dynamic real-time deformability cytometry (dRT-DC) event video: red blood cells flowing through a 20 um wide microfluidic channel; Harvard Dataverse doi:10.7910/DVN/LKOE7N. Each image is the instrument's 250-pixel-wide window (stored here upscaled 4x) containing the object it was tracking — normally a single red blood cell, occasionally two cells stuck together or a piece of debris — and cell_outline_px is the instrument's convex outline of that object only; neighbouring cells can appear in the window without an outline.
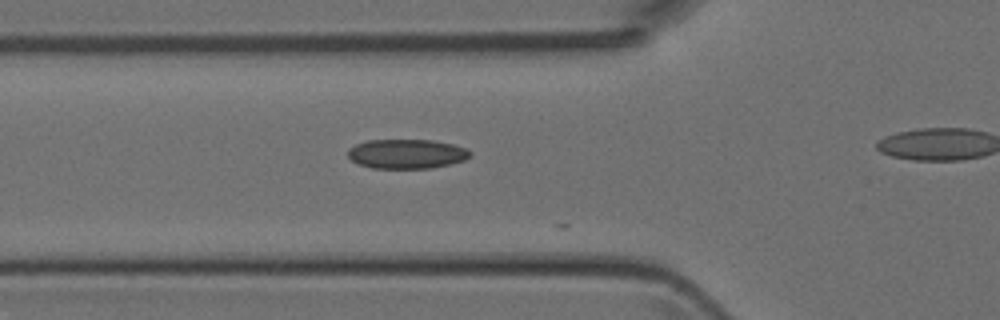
{"species": "Egyptian fruit bat (a non-hibernating species)", "species_latin": "Rousettus aegyptiacus", "temperature_condition": "room temperature", "stored_images_in_passage": 11, "camera_frame_rate_fps": 3000, "um_per_image_px": 0.085, "animal": {"sex": "female"}, "frame": {"image": 1, "passage_image": 7, "time_ms": 2.0, "image_size_px": [1000, 320], "cell_outline_px": [[472, 156], [464, 160], [452, 164], [432, 168], [372, 168], [360, 164], [352, 160], [348, 156], [348, 148], [356, 144], [368, 140], [432, 140], [452, 144], [468, 148], [472, 152]], "centroid_in_image_um": [34.61, 13.08], "position_along_channel_um": 91.2, "area_um2": 21.1}}
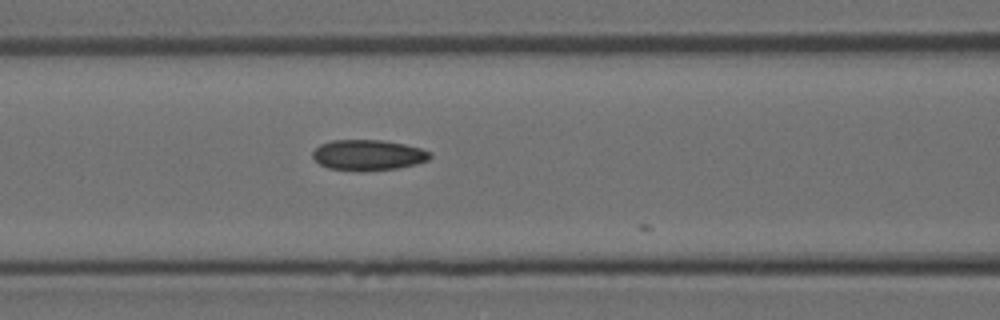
{"frame": {"image": 2, "passage_image": 10, "time_ms": 3.0, "image_size_px": [1000, 320], "cell_outline_px": [[432, 156], [428, 160], [416, 164], [400, 168], [360, 172], [328, 168], [320, 164], [312, 156], [312, 152], [320, 144], [332, 140], [380, 140], [404, 144], [420, 148], [432, 152]], "centroid_in_image_um": [31.3, 13.19], "position_along_channel_um": 135.3, "area_um2": 21.15}}